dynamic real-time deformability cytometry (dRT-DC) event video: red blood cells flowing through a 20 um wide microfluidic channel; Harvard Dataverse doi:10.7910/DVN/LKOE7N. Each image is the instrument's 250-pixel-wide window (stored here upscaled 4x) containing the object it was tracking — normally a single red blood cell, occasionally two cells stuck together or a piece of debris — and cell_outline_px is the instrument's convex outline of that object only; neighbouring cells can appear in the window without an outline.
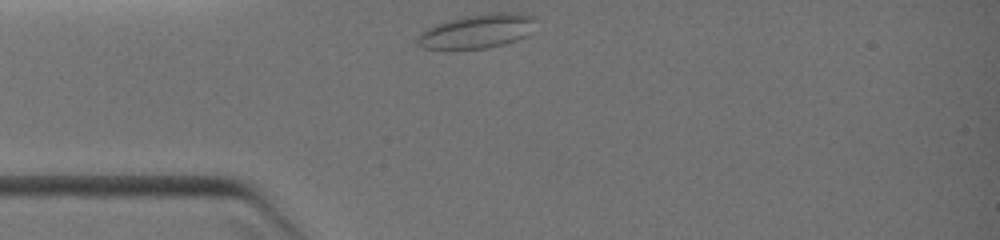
{"species": "common noctule bat (a hibernating species)", "species_latin": "Nyctalus noctula", "temperature_condition": "warm", "stored_images_in_passage": 25, "camera_frame_rate_fps": 3000, "um_per_image_px": 0.085, "animal": {"sex": "female", "body_mass_g": 19.0, "forearm_length_mm": 51.5}, "frame": {"image": 1, "passage_image": 1, "time_ms": 0.0, "image_size_px": [1000, 240], "cell_outline_px": [[536, 16], [524, 36], [516, 40], [504, 44], [484, 48], [424, 48], [416, 40], [420, 32], [436, 24], [448, 20], [464, 16], [488, 12], [508, 12]], "centroid_in_image_um": [40.51, 2.63], "position_along_channel_um": 44.5, "area_um2": 22.83}}
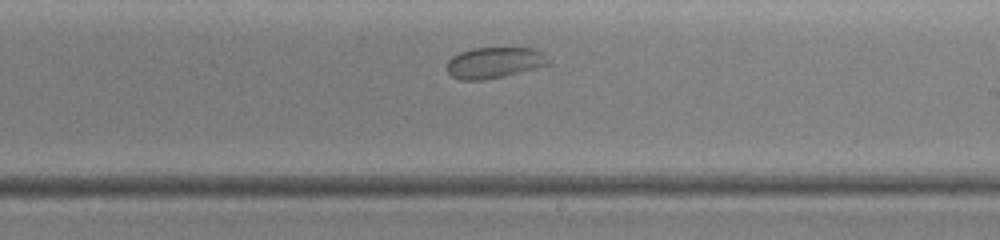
{"frame": {"image": 2, "passage_image": 15, "time_ms": 4.667, "image_size_px": [1000, 240], "cell_outline_px": [[552, 64], [504, 76], [484, 80], [460, 80], [452, 76], [448, 72], [448, 60], [452, 56], [460, 52], [472, 48], [532, 48], [540, 52]], "centroid_in_image_um": [42.0, 5.33], "position_along_channel_um": 247.0, "area_um2": 18.21}}
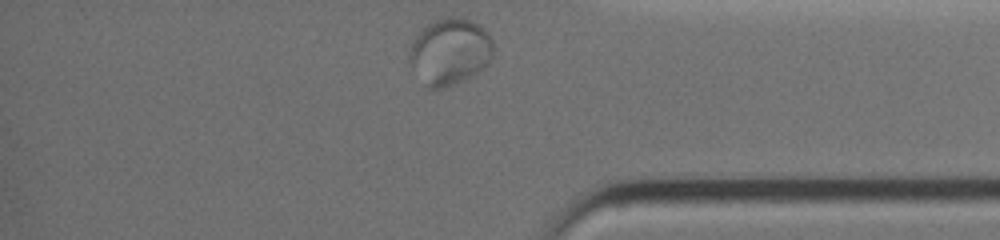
{"frame": {"image": 3, "passage_image": 25, "time_ms": 8.0, "image_size_px": [1000, 240], "cell_outline_px": [[492, 60], [484, 68], [460, 80], [440, 88], [428, 88], [424, 84], [412, 68], [408, 60], [408, 52], [416, 36], [428, 24], [436, 20], [448, 16], [472, 20], [488, 32], [492, 40]], "centroid_in_image_um": [38.23, 4.36], "position_along_channel_um": 397.0, "area_um2": 32.08}}